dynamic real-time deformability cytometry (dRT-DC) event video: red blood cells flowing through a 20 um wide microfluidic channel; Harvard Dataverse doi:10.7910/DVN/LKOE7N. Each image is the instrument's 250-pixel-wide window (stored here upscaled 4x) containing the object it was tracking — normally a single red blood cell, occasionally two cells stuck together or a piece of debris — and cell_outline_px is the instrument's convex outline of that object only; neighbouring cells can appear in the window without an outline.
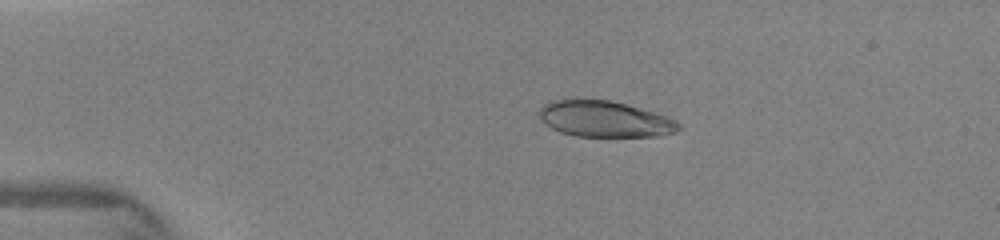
{"species": "human", "species_latin": "Homo sapiens", "temperature_condition": "warm", "stored_images_in_passage": 13, "camera_frame_rate_fps": 3000, "um_per_image_px": 0.085, "donor": {"sex": "female"}, "frame": {"image": 1, "passage_image": 4, "time_ms": 0.667, "image_size_px": [1000, 240], "cell_outline_px": [[680, 128], [676, 132], [660, 136], [576, 136], [560, 132], [552, 128], [540, 120], [540, 108], [544, 104], [552, 100], [572, 96], [580, 96], [612, 100], [656, 112], [668, 116], [676, 120], [680, 124]], "centroid_in_image_um": [51.37, 10.06], "position_along_channel_um": 33.6, "area_um2": 30.29}}